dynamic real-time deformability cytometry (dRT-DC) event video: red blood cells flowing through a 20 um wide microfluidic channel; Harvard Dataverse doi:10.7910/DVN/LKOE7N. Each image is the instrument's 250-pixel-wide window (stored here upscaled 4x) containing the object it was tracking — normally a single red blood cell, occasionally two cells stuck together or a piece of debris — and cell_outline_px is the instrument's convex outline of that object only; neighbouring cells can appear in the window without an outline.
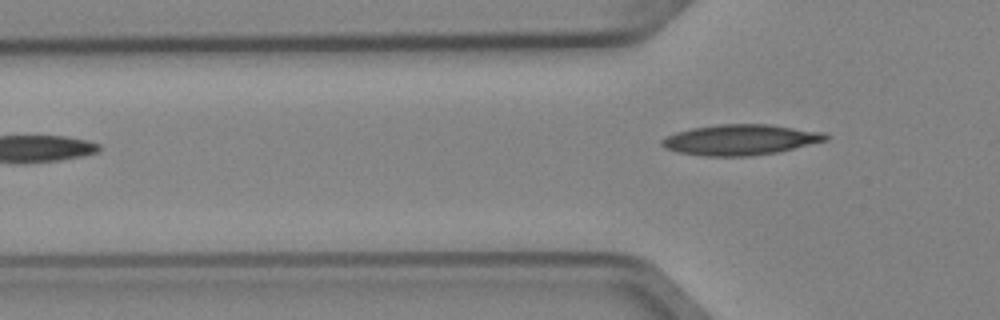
{"species": "Egyptian fruit bat (a non-hibernating species)", "species_latin": "Rousettus aegyptiacus", "temperature_condition": "cold", "stored_images_in_passage": 6, "segment_of_instrument_passage": [2, 2], "camera_frame_rate_fps": 3000, "um_per_image_px": 0.085, "animal": {"sex": "female"}, "frame": {"image": 1, "passage_image": 6, "time_ms": 1.667, "image_size_px": [1000, 320], "cell_outline_px": [[828, 140], [776, 152], [748, 156], [704, 156], [676, 152], [664, 148], [660, 144], [660, 140], [676, 132], [692, 128], [720, 124], [768, 124], [824, 132], [828, 136]], "centroid_in_image_um": [62.9, 11.88], "position_along_channel_um": 62.9, "area_um2": 29.07}}